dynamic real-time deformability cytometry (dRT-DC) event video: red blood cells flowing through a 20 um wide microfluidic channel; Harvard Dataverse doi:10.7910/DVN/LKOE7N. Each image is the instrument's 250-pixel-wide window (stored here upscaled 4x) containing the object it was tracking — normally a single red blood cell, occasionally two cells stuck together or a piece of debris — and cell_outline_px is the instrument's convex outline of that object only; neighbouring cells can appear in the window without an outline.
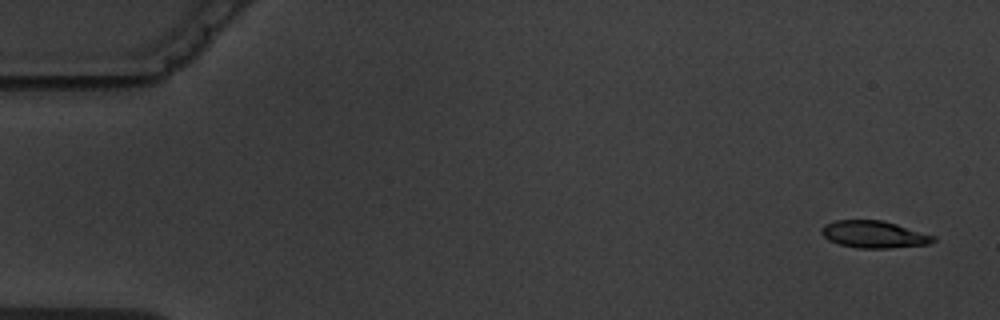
{"species": "common noctule bat (a hibernating species)", "species_latin": "Nyctalus noctula", "temperature_condition": "warm", "stored_images_in_passage": 5, "camera_frame_rate_fps": 3000, "um_per_image_px": 0.085, "animal": {"sex": "male", "body_mass_g": 19.5, "forearm_length_mm": 54.6}, "frame": {"image": 1, "passage_image": 1, "time_ms": 0.0, "image_size_px": [1000, 320], "cell_outline_px": [[936, 240], [928, 244], [888, 248], [860, 248], [840, 244], [828, 240], [820, 232], [820, 228], [824, 224], [836, 220], [884, 220], [936, 236]], "centroid_in_image_um": [74.28, 19.91], "position_along_channel_um": 10.7, "area_um2": 17.69}}
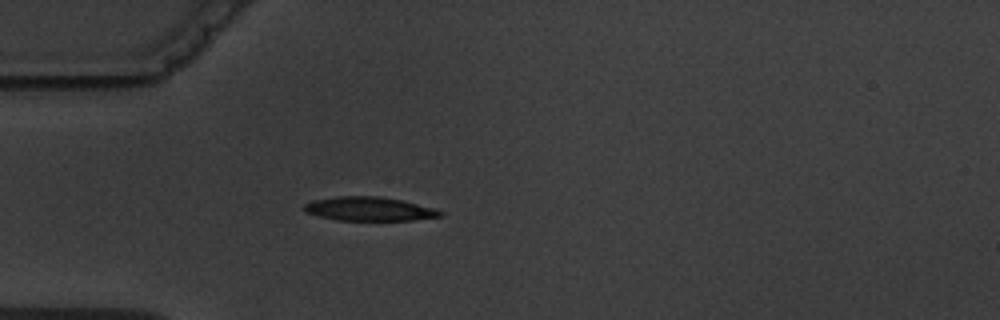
{"frame": {"image": 2, "passage_image": 5, "time_ms": 4.667, "image_size_px": [1000, 320], "cell_outline_px": [[444, 212], [440, 216], [412, 220], [336, 220], [304, 212], [304, 204], [312, 200], [336, 196], [380, 196], [400, 200], [432, 208]], "centroid_in_image_um": [31.32, 17.75], "position_along_channel_um": 53.7, "area_um2": 18.73}}